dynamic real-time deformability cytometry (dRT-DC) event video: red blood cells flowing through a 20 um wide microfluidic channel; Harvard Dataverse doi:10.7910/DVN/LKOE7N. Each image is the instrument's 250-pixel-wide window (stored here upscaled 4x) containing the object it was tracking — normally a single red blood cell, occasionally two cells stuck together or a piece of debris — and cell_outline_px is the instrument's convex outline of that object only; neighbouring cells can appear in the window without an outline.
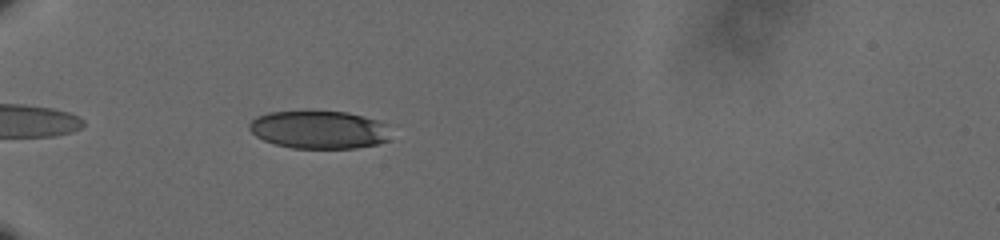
{"species": "human", "species_latin": "Homo sapiens", "temperature_condition": "cold", "stored_images_in_passage": 41, "camera_frame_rate_fps": 3000, "um_per_image_px": 0.085, "donor": {"sex": "male"}, "frame": {"image": 1, "passage_image": 3, "time_ms": 0.667, "image_size_px": [1000, 240], "cell_outline_px": [[388, 140], [376, 144], [356, 148], [292, 148], [276, 144], [264, 140], [256, 136], [248, 128], [248, 124], [256, 116], [268, 112], [304, 108], [348, 112], [376, 120], [384, 124]], "centroid_in_image_um": [27.01, 10.97], "position_along_channel_um": 58.0, "area_um2": 31.91}}
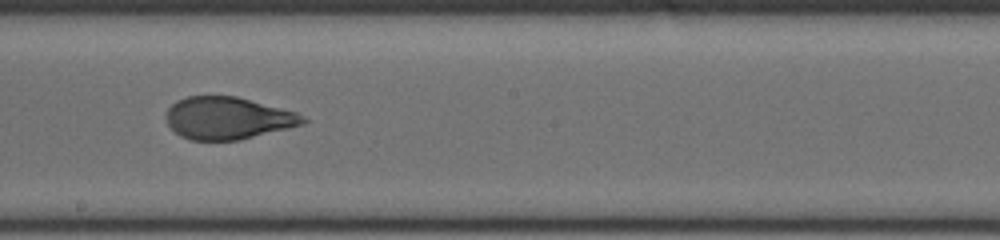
{"frame": {"image": 2, "passage_image": 19, "time_ms": 6.0, "image_size_px": [1000, 240], "cell_outline_px": [[308, 120], [304, 124], [240, 140], [192, 140], [180, 136], [168, 124], [168, 108], [176, 100], [188, 96], [236, 96], [296, 112], [304, 116]], "centroid_in_image_um": [19.38, 10.04], "position_along_channel_um": 228.8, "area_um2": 33.47}}
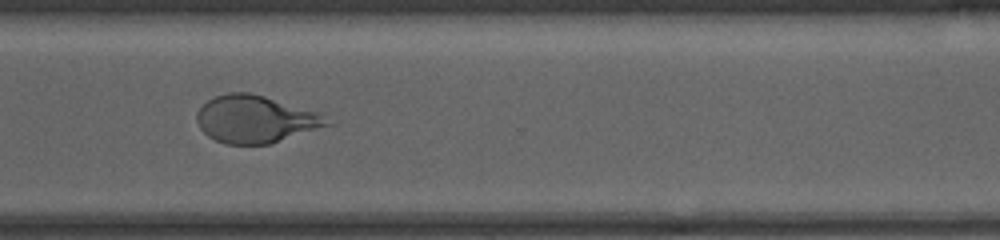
{"frame": {"image": 3, "passage_image": 29, "time_ms": 9.333, "image_size_px": [1000, 240], "cell_outline_px": [[332, 124], [268, 144], [224, 144], [208, 136], [200, 128], [196, 120], [196, 116], [200, 108], [208, 100], [216, 96], [228, 92], [248, 92], [264, 96], [320, 112]], "centroid_in_image_um": [21.7, 10.12], "position_along_channel_um": 348.9, "area_um2": 35.6}, "authors_computed_cell_mechanics": {"area_um2": 34.8534, "velocity_mm_per_s": 3.6169, "shape_relaxation_time_tau1_ms": 3.6562, "shape_relaxation_time_tau2_ms": null, "deformation_change_tau1": 0.1484, "deformation_change_tau2": null}}